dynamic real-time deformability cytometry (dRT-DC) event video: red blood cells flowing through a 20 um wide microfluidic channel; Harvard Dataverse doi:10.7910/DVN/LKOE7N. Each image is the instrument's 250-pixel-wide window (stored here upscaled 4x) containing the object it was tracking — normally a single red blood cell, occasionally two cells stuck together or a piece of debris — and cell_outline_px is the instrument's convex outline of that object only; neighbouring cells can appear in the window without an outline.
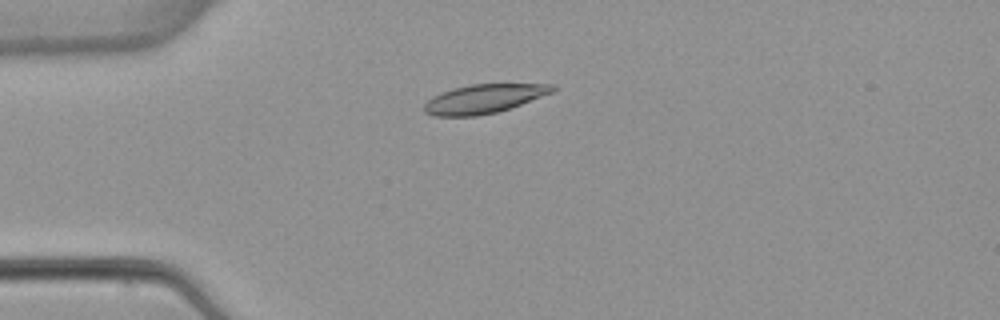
{"species": "common noctule bat (a hibernating species)", "species_latin": "Nyctalus noctula", "temperature_condition": "warm", "stored_images_in_passage": 1, "camera_frame_rate_fps": 3000, "um_per_image_px": 0.085, "animal": {"sex": "female", "body_mass_g": 22.7, "forearm_length_mm": 54.2}, "frame": {"image": 1, "passage_image": 1, "time_ms": 0.0, "image_size_px": [1000, 320], "cell_outline_px": [[556, 88], [552, 92], [520, 104], [496, 112], [476, 116], [432, 116], [424, 112], [424, 104], [432, 96], [452, 88], [472, 84], [556, 84]], "centroid_in_image_um": [41.08, 8.39], "position_along_channel_um": 43.9, "area_um2": 21.44}}